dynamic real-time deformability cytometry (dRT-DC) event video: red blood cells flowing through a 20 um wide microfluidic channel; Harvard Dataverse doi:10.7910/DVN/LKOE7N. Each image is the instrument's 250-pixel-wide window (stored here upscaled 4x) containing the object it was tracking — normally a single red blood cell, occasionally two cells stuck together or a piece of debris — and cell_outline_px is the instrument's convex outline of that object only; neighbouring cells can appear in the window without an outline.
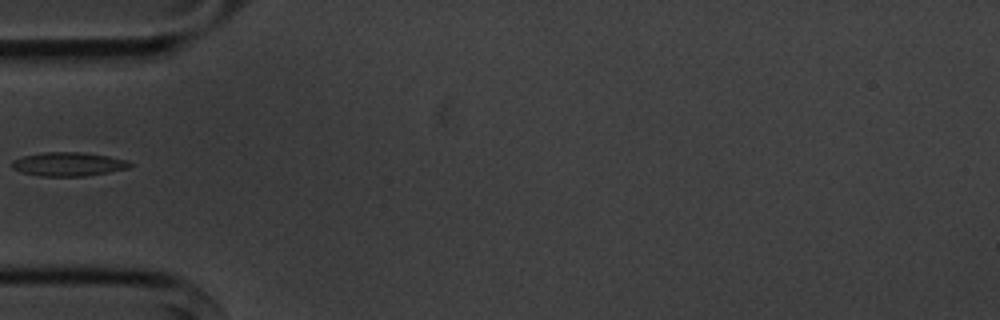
{"species": "common noctule bat (a hibernating species)", "species_latin": "Nyctalus noctula", "temperature_condition": "cold", "stored_images_in_passage": 5, "camera_frame_rate_fps": 3000, "um_per_image_px": 0.085, "animal": {"sex": "male", "body_mass_g": 20.1, "forearm_length_mm": 53.5}, "frame": {"image": 1, "passage_image": 4, "time_ms": 3.333, "image_size_px": [1000, 320], "cell_outline_px": [[132, 164], [128, 168], [108, 172], [84, 176], [40, 176], [20, 172], [12, 168], [12, 160], [24, 156], [44, 152], [84, 152], [108, 156], [128, 160]], "centroid_in_image_um": [5.8, 13.95], "position_along_channel_um": 79.2, "area_um2": 16.36}}
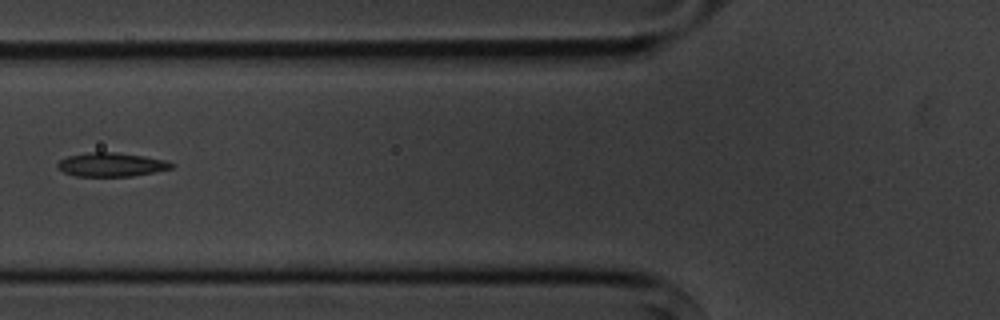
{"frame": {"image": 2, "passage_image": 5, "time_ms": 4.333, "image_size_px": [1000, 320], "cell_outline_px": [[176, 164], [172, 168], [132, 176], [76, 176], [64, 172], [56, 168], [56, 164], [60, 160], [68, 156], [88, 152], [116, 152], [144, 156], [164, 160]], "centroid_in_image_um": [9.43, 13.99], "position_along_channel_um": 116.4, "area_um2": 15.78}}